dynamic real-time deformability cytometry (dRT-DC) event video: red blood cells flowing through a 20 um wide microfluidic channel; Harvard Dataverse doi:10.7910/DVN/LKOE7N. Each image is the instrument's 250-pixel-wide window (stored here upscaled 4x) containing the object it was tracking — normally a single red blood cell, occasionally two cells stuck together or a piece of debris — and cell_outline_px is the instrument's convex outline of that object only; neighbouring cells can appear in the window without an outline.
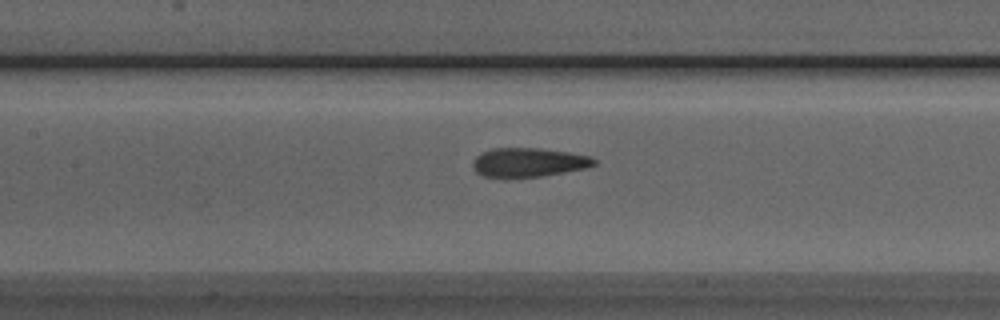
{"species": "Egyptian fruit bat (a non-hibernating species)", "species_latin": "Rousettus aegyptiacus", "temperature_condition": "room temperature", "stored_images_in_passage": 34, "camera_frame_rate_fps": 3000, "um_per_image_px": 0.085, "animal": {"sex": "male"}, "frame": {"image": 1, "passage_image": 9, "time_ms": 2.667, "image_size_px": [1000, 320], "cell_outline_px": [[596, 164], [584, 168], [564, 172], [540, 176], [504, 180], [484, 176], [476, 172], [472, 164], [472, 160], [476, 156], [492, 148], [540, 148], [568, 152], [592, 156], [596, 160]], "centroid_in_image_um": [44.88, 13.83], "position_along_channel_um": 162.5, "area_um2": 20.98}}
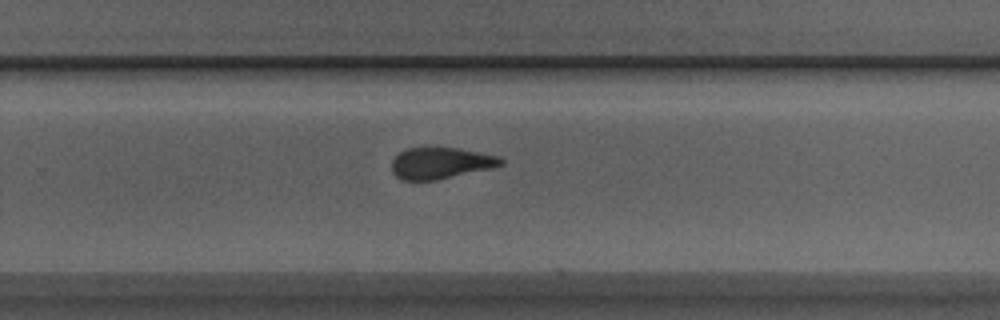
{"frame": {"image": 2, "passage_image": 19, "time_ms": 6.0, "image_size_px": [1000, 320], "cell_outline_px": [[504, 164], [488, 168], [436, 180], [400, 180], [392, 172], [392, 160], [400, 152], [408, 148], [456, 148], [500, 156], [504, 160]], "centroid_in_image_um": [37.43, 13.86], "position_along_channel_um": 292.4, "area_um2": 19.65}}
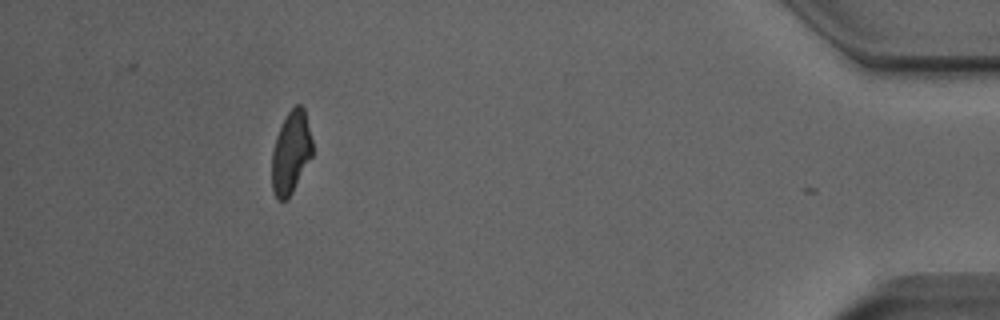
{"frame": {"image": 3, "passage_image": 33, "time_ms": 10.667, "image_size_px": [1000, 320], "cell_outline_px": [[312, 156], [288, 200], [276, 200], [272, 188], [272, 152], [276, 136], [288, 112], [296, 104], [300, 104], [304, 108], [312, 140]], "centroid_in_image_um": [24.72, 12.99], "position_along_channel_um": 410.5, "area_um2": 19.42}, "authors_computed_cell_mechanics": {"area_um2": 20.9525, "velocity_mm_per_s": 3.9186, "shape_relaxation_time_tau1_ms": 4.0106, "shape_relaxation_time_tau2_ms": 1.6433, "deformation_change_tau1": 0.1658, "deformation_change_tau2": 0.1047}}